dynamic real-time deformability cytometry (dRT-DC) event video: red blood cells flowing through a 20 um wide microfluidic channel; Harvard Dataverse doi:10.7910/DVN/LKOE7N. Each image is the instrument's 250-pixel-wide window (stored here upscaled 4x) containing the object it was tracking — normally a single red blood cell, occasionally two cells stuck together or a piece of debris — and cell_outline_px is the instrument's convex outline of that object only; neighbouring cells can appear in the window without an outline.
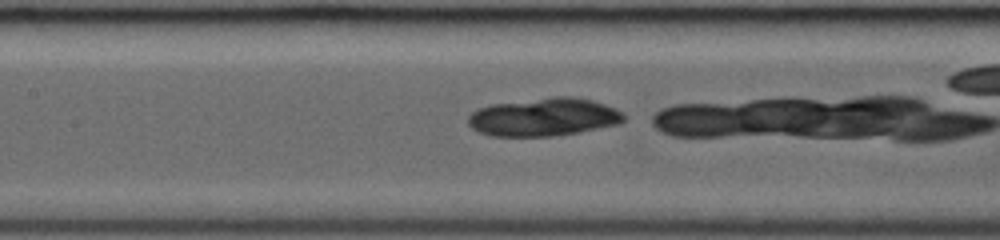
{"species": "common noctule bat (a hibernating species)", "species_latin": "Nyctalus noctula", "temperature_condition": "room temperature", "stored_images_in_passage": 17, "camera_frame_rate_fps": 3000, "um_per_image_px": 0.085, "animal": {"sex": "female", "body_mass_g": 19.0, "forearm_length_mm": 53.3}, "frame": {"image": 1, "passage_image": 16, "time_ms": 5.0, "image_size_px": [1000, 240], "cell_outline_px": [[624, 120], [620, 124], [576, 132], [552, 136], [492, 136], [480, 132], [472, 128], [468, 124], [468, 116], [472, 112], [480, 108], [492, 104], [552, 96], [576, 96], [592, 100], [604, 104], [620, 112], [624, 116]], "centroid_in_image_um": [46.2, 9.94], "position_along_channel_um": 161.2, "area_um2": 34.39}}